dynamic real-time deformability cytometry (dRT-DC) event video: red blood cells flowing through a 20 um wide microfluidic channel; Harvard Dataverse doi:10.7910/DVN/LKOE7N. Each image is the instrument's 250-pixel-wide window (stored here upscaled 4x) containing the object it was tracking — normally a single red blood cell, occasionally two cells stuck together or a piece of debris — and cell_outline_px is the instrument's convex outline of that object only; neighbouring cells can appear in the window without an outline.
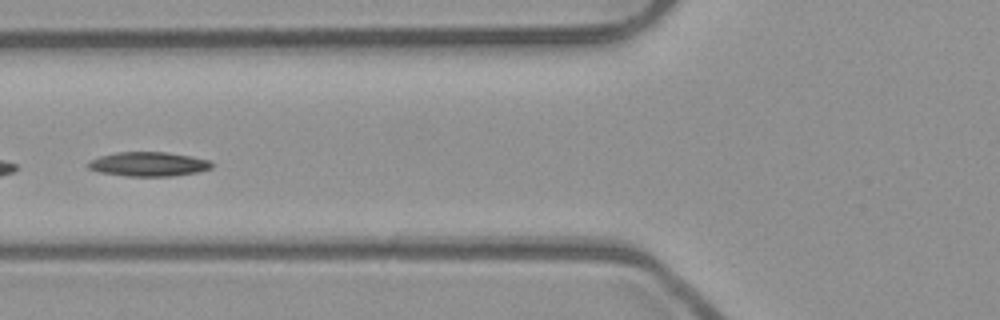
{"species": "common noctule bat (a hibernating species)", "species_latin": "Nyctalus noctula", "temperature_condition": "room temperature", "stored_images_in_passage": 52, "camera_frame_rate_fps": 3000, "um_per_image_px": 0.085, "animal": {"sex": "male", "body_mass_g": 23.1, "forearm_length_mm": 52.7}, "frame": {"image": 1, "passage_image": 21, "time_ms": 6.667, "image_size_px": [1000, 320], "cell_outline_px": [[212, 168], [196, 172], [172, 176], [124, 176], [100, 172], [88, 168], [84, 164], [88, 160], [100, 156], [116, 152], [164, 152], [192, 156], [212, 160]], "centroid_in_image_um": [12.59, 13.94], "position_along_channel_um": 113.2, "area_um2": 17.69}}
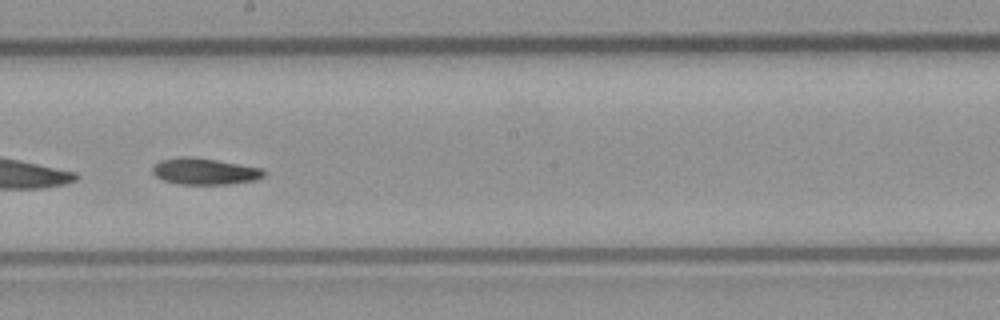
{"frame": {"image": 2, "passage_image": 30, "time_ms": 9.667, "image_size_px": [1000, 320], "cell_outline_px": [[264, 176], [256, 180], [228, 184], [176, 184], [164, 180], [156, 176], [152, 172], [152, 168], [160, 160], [184, 156], [188, 156], [216, 160], [264, 168]], "centroid_in_image_um": [17.4, 14.57], "position_along_channel_um": 230.8, "area_um2": 17.11}}
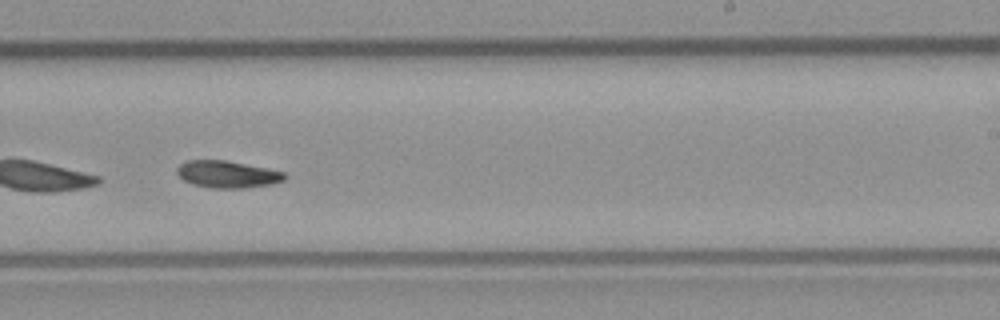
{"frame": {"image": 3, "passage_image": 33, "time_ms": 10.667, "image_size_px": [1000, 320], "cell_outline_px": [[288, 176], [284, 180], [272, 184], [244, 188], [212, 188], [192, 184], [184, 180], [176, 172], [176, 168], [180, 164], [188, 160], [224, 160], [268, 168], [284, 172]], "centroid_in_image_um": [19.34, 14.81], "position_along_channel_um": 269.7, "area_um2": 16.99}, "authors_computed_cell_mechanics": {"area_um2": 17.34, "velocity_mm_per_s": 3.9048, "shape_relaxation_time_tau1_ms": 5.8649, "shape_relaxation_time_tau2_ms": null, "deformation_change_tau1": 0.1376, "deformation_change_tau2": null}}